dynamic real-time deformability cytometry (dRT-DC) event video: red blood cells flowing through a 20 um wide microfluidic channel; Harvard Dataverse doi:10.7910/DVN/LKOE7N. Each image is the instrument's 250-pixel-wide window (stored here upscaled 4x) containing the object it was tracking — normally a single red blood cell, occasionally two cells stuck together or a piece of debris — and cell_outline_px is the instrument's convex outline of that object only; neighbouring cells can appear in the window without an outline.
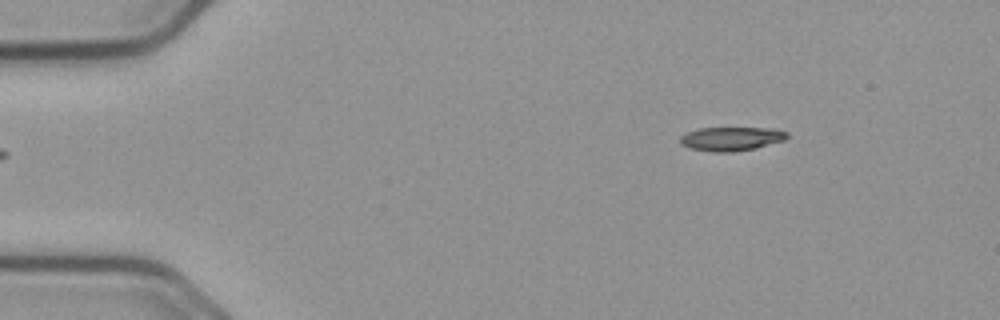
{"species": "common noctule bat (a hibernating species)", "species_latin": "Nyctalus noctula", "temperature_condition": "cold", "stored_images_in_passage": 49, "camera_frame_rate_fps": 3000, "um_per_image_px": 0.085, "animal": {"sex": "male", "body_mass_g": 23.1, "forearm_length_mm": 52.7}, "frame": {"image": 1, "passage_image": 1, "time_ms": 0.0, "image_size_px": [1000, 320], "cell_outline_px": [[788, 136], [784, 140], [756, 148], [732, 152], [712, 152], [688, 148], [680, 144], [680, 136], [688, 132], [700, 128], [768, 128], [788, 132]], "centroid_in_image_um": [62.13, 11.8], "position_along_channel_um": 22.9, "area_um2": 14.85}}
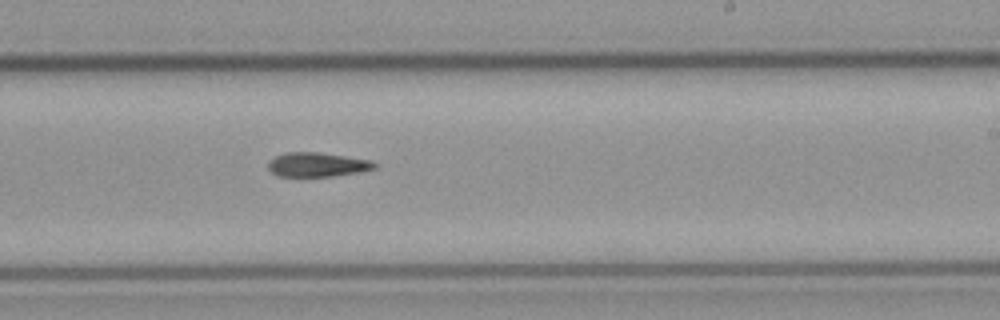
{"frame": {"image": 2, "passage_image": 27, "time_ms": 8.667, "image_size_px": [1000, 320], "cell_outline_px": [[380, 164], [376, 168], [360, 172], [332, 176], [276, 176], [268, 168], [268, 160], [284, 152], [316, 152], [372, 160]], "centroid_in_image_um": [26.98, 13.99], "position_along_channel_um": 262.0, "area_um2": 15.14}}
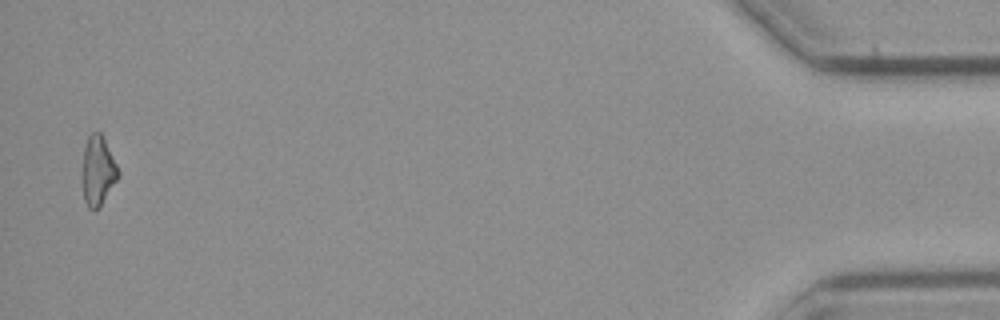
{"frame": {"image": 3, "passage_image": 48, "time_ms": 15.667, "image_size_px": [1000, 320], "cell_outline_px": [[120, 176], [100, 204], [96, 208], [88, 208], [84, 200], [84, 144], [88, 136], [92, 132], [100, 132], [104, 136], [120, 172]], "centroid_in_image_um": [8.36, 14.44], "position_along_channel_um": 426.8, "area_um2": 14.1}, "authors_computed_cell_mechanics": {"area_um2": 15.3748, "velocity_mm_per_s": 3.6937, "shape_relaxation_time_tau1_ms": 10.2671, "shape_relaxation_time_tau2_ms": null, "deformation_change_tau1": 0.2272, "deformation_change_tau2": null}}